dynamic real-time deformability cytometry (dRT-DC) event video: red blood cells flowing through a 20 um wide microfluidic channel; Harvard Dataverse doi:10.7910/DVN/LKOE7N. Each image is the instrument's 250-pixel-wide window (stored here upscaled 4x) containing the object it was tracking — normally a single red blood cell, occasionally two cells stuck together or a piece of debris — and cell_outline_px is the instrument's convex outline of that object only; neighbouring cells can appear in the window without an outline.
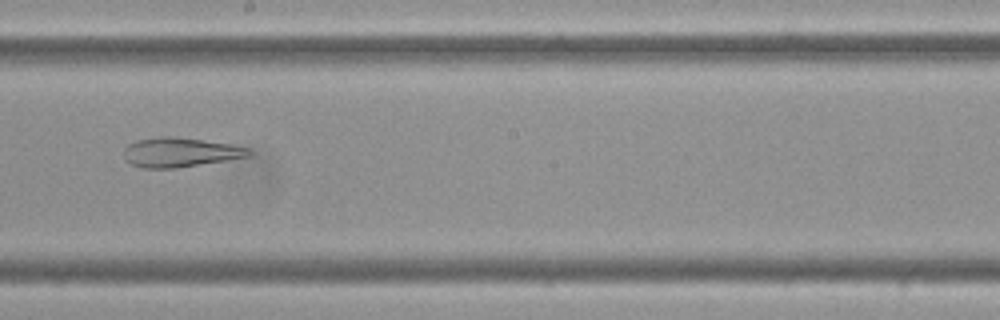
{"species": "Egyptian fruit bat (a non-hibernating species)", "species_latin": "Rousettus aegyptiacus", "temperature_condition": "cold", "stored_images_in_passage": 58, "camera_frame_rate_fps": 3000, "um_per_image_px": 0.085, "frame": {"image": 1, "passage_image": 33, "time_ms": 10.667, "image_size_px": [1000, 320], "cell_outline_px": [[252, 156], [228, 160], [176, 168], [144, 168], [132, 164], [124, 160], [124, 148], [128, 144], [136, 140], [160, 136], [172, 136], [232, 144], [252, 148]], "centroid_in_image_um": [15.34, 12.94], "position_along_channel_um": 232.9, "area_um2": 21.68}}
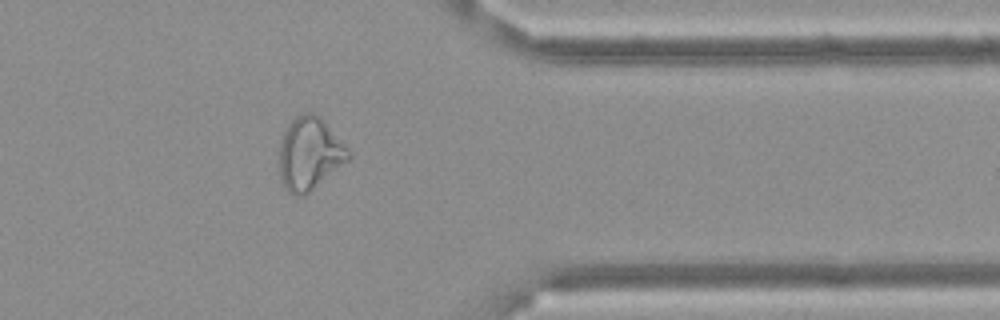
{"frame": {"image": 2, "passage_image": 47, "time_ms": 15.333, "image_size_px": [1000, 320], "cell_outline_px": [[352, 156], [348, 160], [304, 196], [296, 196], [288, 192], [280, 176], [280, 140], [284, 128], [296, 116], [304, 112], [312, 112], [320, 116], [324, 120], [352, 152]], "centroid_in_image_um": [26.32, 13.03], "position_along_channel_um": 385.1, "area_um2": 29.3}}
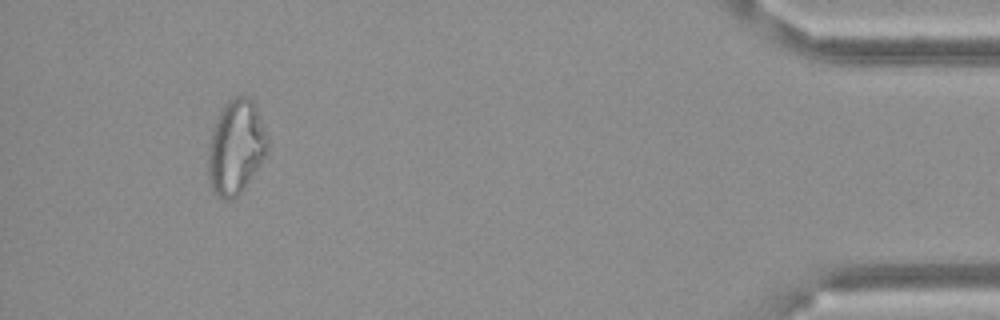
{"frame": {"image": 3, "passage_image": 54, "time_ms": 17.667, "image_size_px": [1000, 320], "cell_outline_px": [[268, 148], [260, 164], [240, 192], [236, 196], [228, 200], [224, 200], [212, 188], [208, 180], [208, 152], [212, 128], [224, 104], [232, 96], [248, 96], [256, 104], [268, 140]], "centroid_in_image_um": [20.04, 12.46], "position_along_channel_um": 415.2, "area_um2": 32.37}}